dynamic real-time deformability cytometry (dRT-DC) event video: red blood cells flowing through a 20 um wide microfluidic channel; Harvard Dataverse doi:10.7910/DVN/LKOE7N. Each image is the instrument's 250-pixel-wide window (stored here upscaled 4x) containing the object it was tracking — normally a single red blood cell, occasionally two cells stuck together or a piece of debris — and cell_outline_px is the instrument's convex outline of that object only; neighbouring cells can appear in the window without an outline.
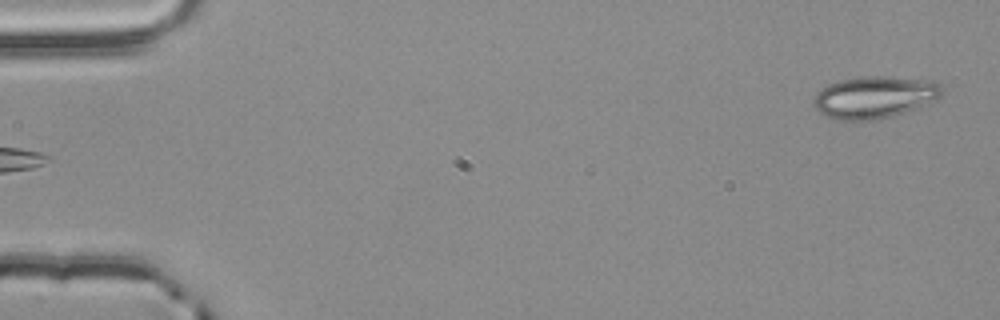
{"species": "common noctule bat (a hibernating species)", "species_latin": "Nyctalus noctula", "temperature_condition": "room temperature", "stored_images_in_passage": 4, "camera_frame_rate_fps": 3000, "um_per_image_px": 0.085, "animal": {"sex": "male", "body_mass_g": 20.4}, "frame": {"image": 1, "passage_image": 4, "time_ms": 1.0, "image_size_px": [1000, 320], "cell_outline_px": [[944, 92], [936, 100], [904, 112], [892, 116], [872, 120], [840, 120], [824, 116], [812, 104], [812, 100], [816, 92], [820, 88], [828, 84], [840, 80], [860, 76], [884, 76], [936, 80], [944, 88]], "centroid_in_image_um": [74.33, 8.24], "position_along_channel_um": 10.7, "area_um2": 31.85}}